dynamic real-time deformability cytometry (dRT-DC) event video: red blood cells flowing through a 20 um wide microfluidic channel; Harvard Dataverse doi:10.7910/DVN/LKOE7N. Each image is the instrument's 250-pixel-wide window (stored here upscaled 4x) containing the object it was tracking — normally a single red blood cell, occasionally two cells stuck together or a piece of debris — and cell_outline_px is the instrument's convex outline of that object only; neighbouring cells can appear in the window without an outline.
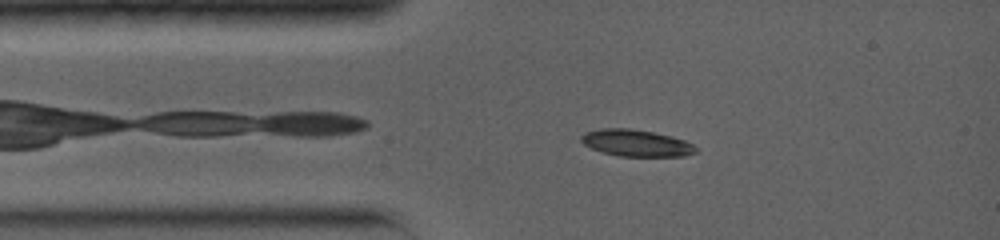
{"species": "common noctule bat (a hibernating species)", "species_latin": "Nyctalus noctula", "temperature_condition": "warm", "stored_images_in_passage": 46, "camera_frame_rate_fps": 5000, "um_per_image_px": 0.085, "animal": {"sex": "female", "body_mass_g": 19.0, "forearm_length_mm": 56.7}, "frame": {"image": 1, "passage_image": 13, "time_ms": 1.6, "image_size_px": [1000, 240], "cell_outline_px": [[696, 152], [684, 156], [620, 156], [604, 152], [592, 148], [584, 144], [580, 140], [580, 136], [584, 132], [600, 128], [628, 128], [652, 132], [672, 136], [684, 140], [692, 144], [696, 148]], "centroid_in_image_um": [54.05, 12.15], "position_along_channel_um": 30.9, "area_um2": 17.74}}
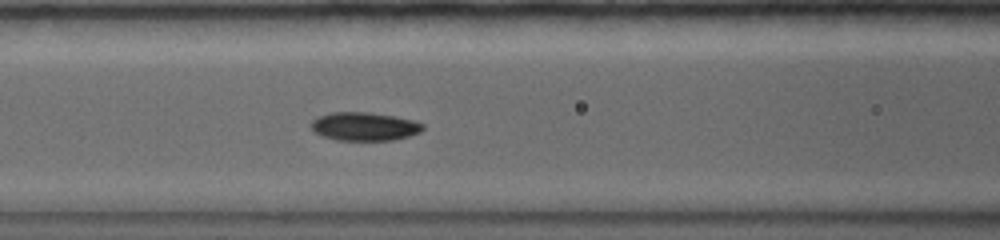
{"frame": {"image": 2, "passage_image": 25, "time_ms": 4.6, "image_size_px": [1000, 240], "cell_outline_px": [[424, 128], [420, 132], [408, 136], [392, 140], [336, 140], [324, 136], [316, 132], [312, 128], [312, 120], [316, 116], [332, 112], [368, 112], [392, 116], [412, 120], [424, 124]], "centroid_in_image_um": [30.96, 10.74], "position_along_channel_um": 135.6, "area_um2": 18.32}}
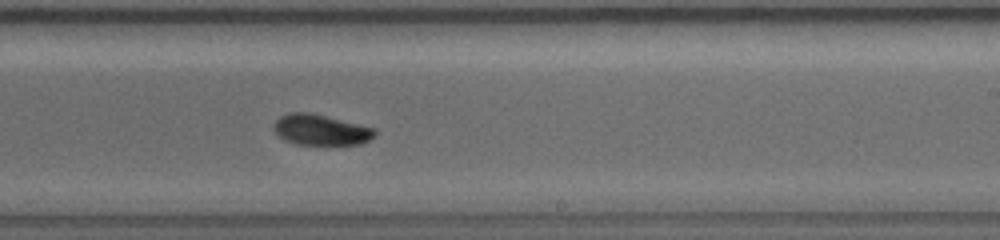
{"frame": {"image": 3, "passage_image": 36, "time_ms": 7.8, "image_size_px": [1000, 240], "cell_outline_px": [[376, 132], [368, 140], [360, 144], [296, 144], [284, 140], [272, 128], [272, 124], [280, 116], [292, 112], [308, 112], [376, 128]], "centroid_in_image_um": [27.23, 11.03], "position_along_channel_um": 261.8, "area_um2": 17.86}, "authors_computed_cell_mechanics": {"area_um2": 18.0914, "velocity_mm_per_s": 3.9502, "shape_relaxation_time_tau1_ms": 2.2283, "shape_relaxation_time_tau2_ms": null, "deformation_change_tau1": 0.1207, "deformation_change_tau2": null}}